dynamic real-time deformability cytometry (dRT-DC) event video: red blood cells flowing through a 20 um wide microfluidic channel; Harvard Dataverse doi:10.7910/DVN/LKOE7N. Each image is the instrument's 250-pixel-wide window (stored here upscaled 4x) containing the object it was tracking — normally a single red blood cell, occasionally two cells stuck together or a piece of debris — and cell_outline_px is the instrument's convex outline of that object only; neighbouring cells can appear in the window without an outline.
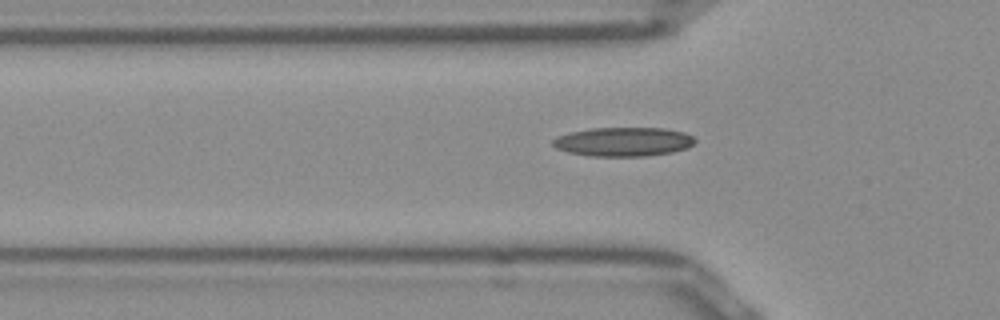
{"species": "Egyptian fruit bat (a non-hibernating species)", "species_latin": "Rousettus aegyptiacus", "temperature_condition": "room temperature", "stored_images_in_passage": 34, "camera_frame_rate_fps": 3000, "um_per_image_px": 0.085, "frame": {"image": 1, "passage_image": 6, "time_ms": 1.667, "image_size_px": [1000, 320], "cell_outline_px": [[696, 140], [688, 148], [672, 152], [644, 156], [592, 156], [568, 152], [556, 148], [552, 144], [552, 140], [556, 136], [572, 132], [592, 128], [664, 128], [684, 132], [692, 136]], "centroid_in_image_um": [52.99, 12.05], "position_along_channel_um": 72.8, "area_um2": 23.99}}
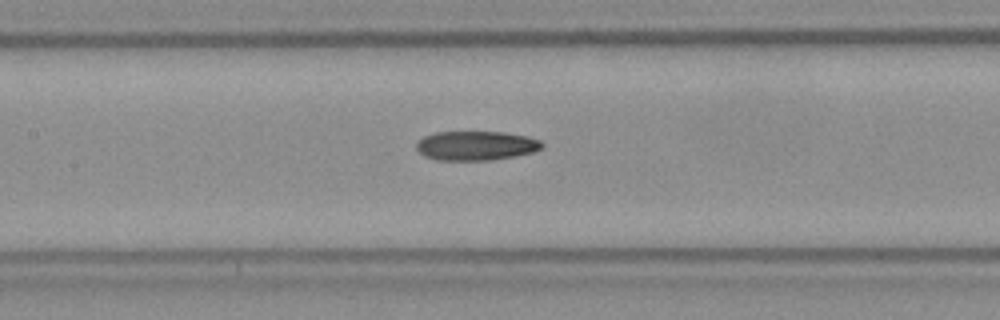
{"frame": {"image": 2, "passage_image": 13, "time_ms": 4.0, "image_size_px": [1000, 320], "cell_outline_px": [[544, 144], [540, 148], [532, 152], [512, 156], [488, 160], [436, 160], [424, 156], [416, 148], [416, 144], [424, 136], [436, 132], [504, 132], [524, 136], [540, 140]], "centroid_in_image_um": [40.42, 12.38], "position_along_channel_um": 167.0, "area_um2": 21.15}}
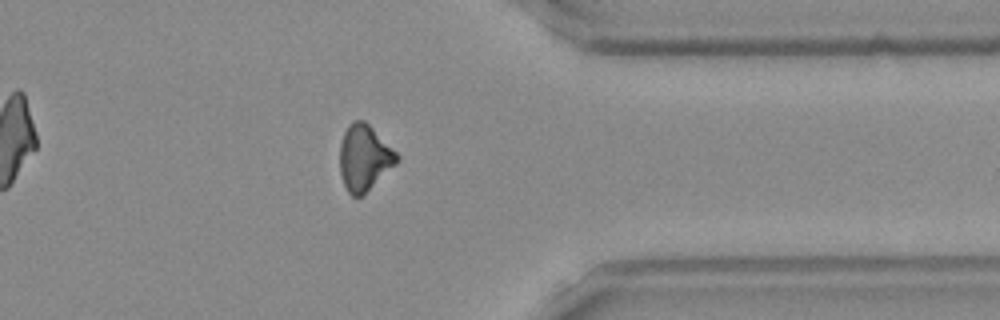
{"frame": {"image": 3, "passage_image": 30, "time_ms": 9.667, "image_size_px": [1000, 320], "cell_outline_px": [[400, 160], [364, 196], [352, 196], [348, 192], [344, 184], [340, 172], [340, 144], [344, 132], [348, 124], [352, 120], [364, 120], [400, 156]], "centroid_in_image_um": [30.96, 13.43], "position_along_channel_um": 380.4, "area_um2": 21.96}, "authors_computed_cell_mechanics": {"area_um2": 21.7906, "velocity_mm_per_s": 3.9706, "shape_relaxation_time_tau1_ms": null, "shape_relaxation_time_tau2_ms": 6.2377, "deformation_change_tau1": null, "deformation_change_tau2": 0.1574}}